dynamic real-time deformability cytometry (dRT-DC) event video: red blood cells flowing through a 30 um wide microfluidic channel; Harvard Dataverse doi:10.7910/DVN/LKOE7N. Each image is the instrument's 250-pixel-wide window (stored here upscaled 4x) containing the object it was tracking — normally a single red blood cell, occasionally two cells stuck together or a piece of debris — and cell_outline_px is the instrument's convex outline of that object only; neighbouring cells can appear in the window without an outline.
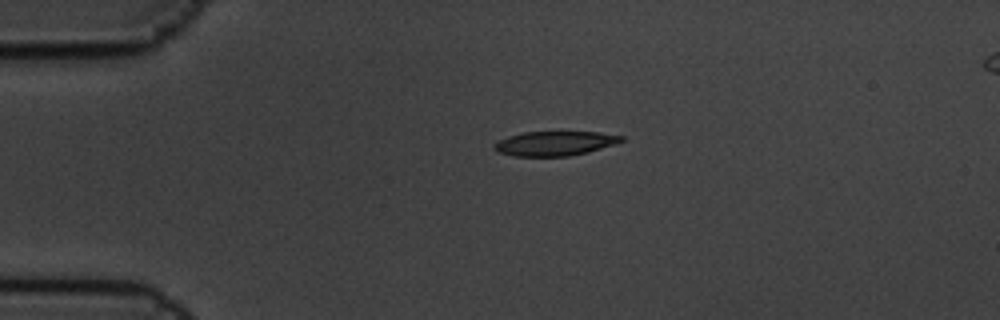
{"species": "common noctule bat (a hibernating species)", "species_latin": "Nyctalus noctula", "temperature_condition": "cold", "stored_images_in_passage": 2, "camera_frame_rate_fps": 3000, "um_per_image_px": 0.085, "animal": {"sex": "male", "body_mass_g": 19.5, "forearm_length_mm": 54.6}, "frame": {"image": 1, "passage_image": 1, "time_ms": 0.0, "image_size_px": [1000, 320], "cell_outline_px": [[624, 140], [588, 152], [568, 156], [512, 156], [496, 152], [492, 148], [500, 140], [508, 136], [524, 132], [600, 132], [624, 136]], "centroid_in_image_um": [47.13, 12.19], "position_along_channel_um": 37.9, "area_um2": 17.98}}